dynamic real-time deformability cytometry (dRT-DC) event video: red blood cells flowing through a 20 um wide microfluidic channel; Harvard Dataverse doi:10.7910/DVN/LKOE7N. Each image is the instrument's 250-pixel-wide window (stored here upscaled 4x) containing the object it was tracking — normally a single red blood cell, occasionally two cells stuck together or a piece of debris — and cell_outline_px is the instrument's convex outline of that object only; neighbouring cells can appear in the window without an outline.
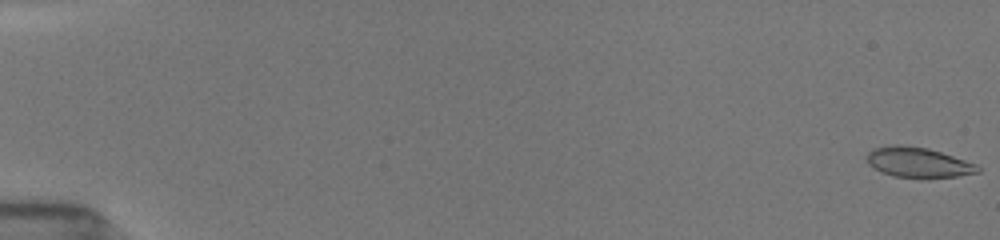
{"species": "common noctule bat (a hibernating species)", "species_latin": "Nyctalus noctula", "temperature_condition": "room temperature", "stored_images_in_passage": 54, "camera_frame_rate_fps": 3000, "um_per_image_px": 0.085, "animal": {"sex": "female", "body_mass_g": 19.5, "forearm_length_mm": 54.1}, "frame": {"image": 1, "passage_image": 1, "time_ms": 0.0, "image_size_px": [1000, 240], "cell_outline_px": [[980, 172], [956, 176], [924, 180], [892, 176], [880, 172], [868, 164], [864, 156], [872, 148], [892, 144], [900, 144], [928, 148], [976, 164], [980, 168]], "centroid_in_image_um": [77.98, 13.83], "position_along_channel_um": 7.0, "area_um2": 20.11}}
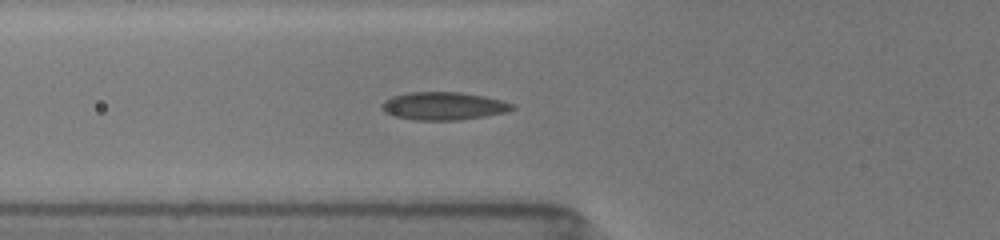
{"frame": {"image": 2, "passage_image": 21, "time_ms": 6.667, "image_size_px": [1000, 240], "cell_outline_px": [[516, 108], [508, 112], [460, 120], [416, 120], [392, 116], [384, 112], [380, 108], [380, 104], [384, 100], [392, 96], [408, 92], [460, 92], [484, 96], [516, 104]], "centroid_in_image_um": [37.68, 9.01], "position_along_channel_um": 88.1, "area_um2": 21.5}}
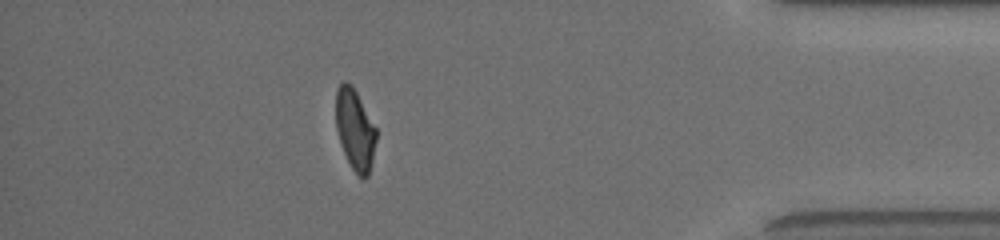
{"frame": {"image": 3, "passage_image": 48, "time_ms": 15.667, "image_size_px": [1000, 240], "cell_outline_px": [[376, 140], [372, 160], [368, 176], [364, 180], [352, 168], [340, 144], [336, 128], [336, 88], [344, 80], [352, 84], [376, 128]], "centroid_in_image_um": [30.16, 10.99], "position_along_channel_um": 405.0, "area_um2": 18.9}, "authors_computed_cell_mechanics": {"area_um2": 20.1433, "velocity_mm_per_s": 3.9226, "shape_relaxation_time_tau1_ms": 4.5482, "shape_relaxation_time_tau2_ms": 1.4128, "deformation_change_tau1": 0.1474, "deformation_change_tau2": 0.0515}}